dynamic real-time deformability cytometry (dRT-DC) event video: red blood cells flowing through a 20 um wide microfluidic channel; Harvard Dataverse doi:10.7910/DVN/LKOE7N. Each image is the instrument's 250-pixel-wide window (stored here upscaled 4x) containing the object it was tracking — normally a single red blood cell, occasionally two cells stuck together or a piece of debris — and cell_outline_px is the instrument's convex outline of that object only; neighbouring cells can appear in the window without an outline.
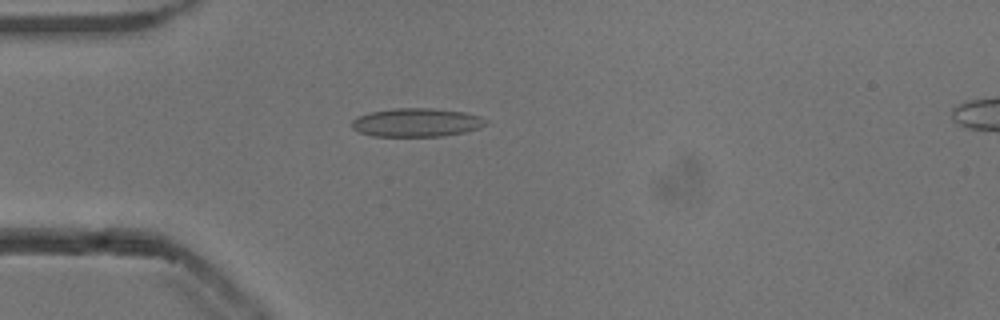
{"species": "common noctule bat (a hibernating species)", "species_latin": "Nyctalus noctula", "temperature_condition": "cold", "stored_images_in_passage": 39, "camera_frame_rate_fps": 3000, "um_per_image_px": 0.085, "animal": {"sex": "male", "body_mass_g": 13.3}, "frame": {"image": 1, "passage_image": 1, "time_ms": 0.0, "image_size_px": [1000, 320], "cell_outline_px": [[488, 124], [480, 128], [464, 132], [444, 136], [372, 136], [360, 132], [352, 128], [352, 120], [356, 116], [368, 112], [396, 108], [432, 108], [464, 112], [480, 116], [488, 120]], "centroid_in_image_um": [35.42, 10.41], "position_along_channel_um": 49.6, "area_um2": 22.48}}
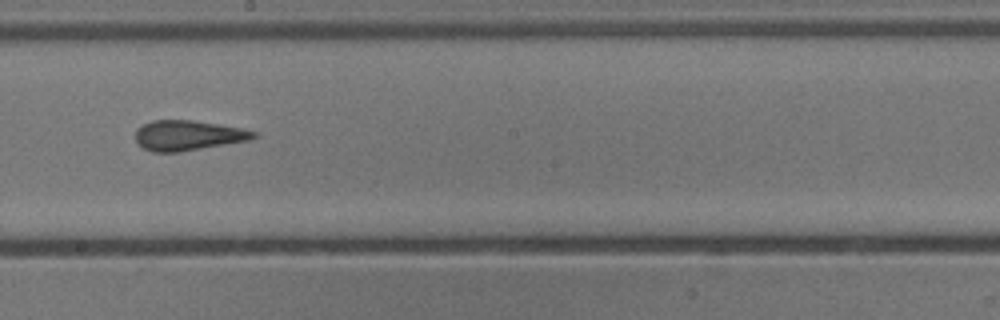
{"frame": {"image": 2, "passage_image": 16, "time_ms": 5.0, "image_size_px": [1000, 320], "cell_outline_px": [[256, 136], [248, 140], [180, 152], [152, 152], [144, 148], [136, 140], [136, 128], [152, 120], [192, 120], [240, 128], [256, 132]], "centroid_in_image_um": [15.93, 11.51], "position_along_channel_um": 232.3, "area_um2": 20.4}}
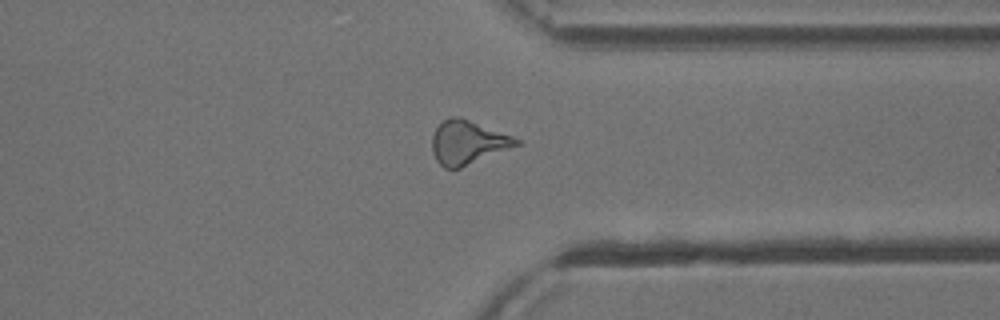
{"frame": {"image": 3, "passage_image": 27, "time_ms": 8.667, "image_size_px": [1000, 320], "cell_outline_px": [[524, 144], [460, 168], [444, 168], [436, 160], [432, 152], [432, 136], [436, 128], [444, 120], [452, 116], [460, 116], [512, 136], [520, 140]], "centroid_in_image_um": [39.79, 12.11], "position_along_channel_um": 371.6, "area_um2": 21.62}, "authors_computed_cell_mechanics": {"area_um2": 20.8658, "velocity_mm_per_s": 3.8653, "shape_relaxation_time_tau1_ms": null, "shape_relaxation_time_tau2_ms": 2.4418, "deformation_change_tau1": null, "deformation_change_tau2": 0.0947}}